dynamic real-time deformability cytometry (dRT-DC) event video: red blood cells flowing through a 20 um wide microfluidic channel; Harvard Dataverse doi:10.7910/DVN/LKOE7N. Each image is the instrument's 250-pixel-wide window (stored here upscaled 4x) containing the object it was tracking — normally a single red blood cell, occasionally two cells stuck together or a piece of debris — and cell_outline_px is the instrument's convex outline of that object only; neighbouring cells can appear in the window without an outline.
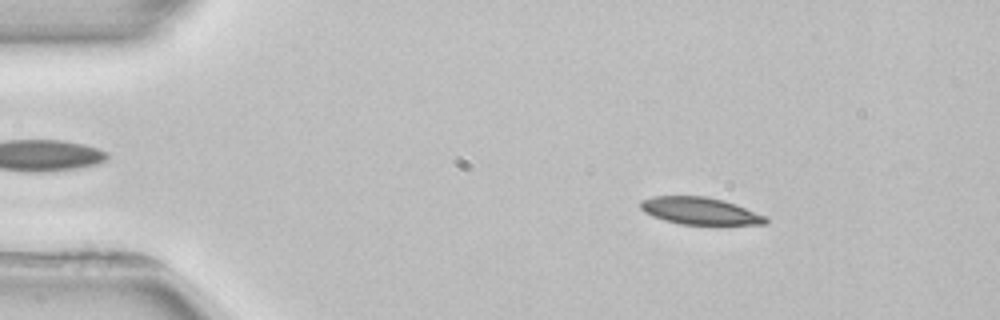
{"species": "common noctule bat (a hibernating species)", "species_latin": "Nyctalus noctula", "temperature_condition": "room temperature", "stored_images_in_passage": 3, "camera_frame_rate_fps": 3000, "um_per_image_px": 0.085, "animal": {"sex": "female", "body_mass_g": 22.7, "forearm_length_mm": 54.2}, "frame": {"image": 1, "passage_image": 1, "time_ms": 0.0, "image_size_px": [1000, 320], "cell_outline_px": [[768, 224], [680, 224], [664, 220], [652, 216], [644, 212], [640, 208], [640, 200], [652, 196], [704, 196], [724, 200], [736, 204], [768, 216]], "centroid_in_image_um": [59.5, 17.92], "position_along_channel_um": 25.5, "area_um2": 19.94}}
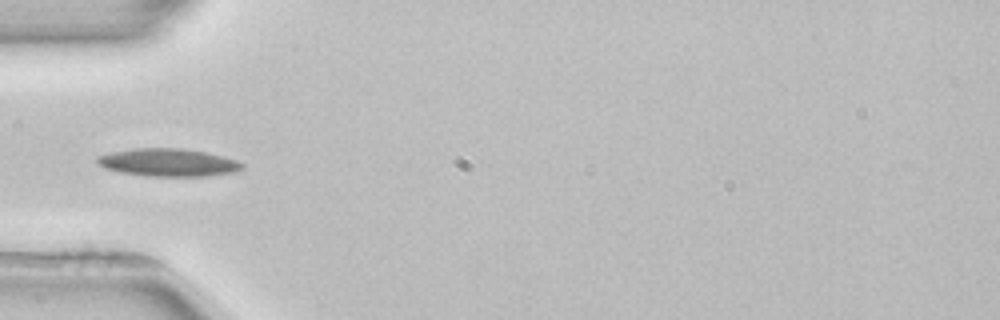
{"frame": {"image": 2, "passage_image": 3, "time_ms": 3.0, "image_size_px": [1000, 320], "cell_outline_px": [[244, 168], [236, 172], [208, 176], [148, 176], [120, 172], [104, 168], [96, 160], [96, 156], [112, 152], [136, 148], [180, 148], [208, 152], [224, 156], [236, 160], [244, 164]], "centroid_in_image_um": [14.34, 13.81], "position_along_channel_um": 70.7, "area_um2": 23.58}}